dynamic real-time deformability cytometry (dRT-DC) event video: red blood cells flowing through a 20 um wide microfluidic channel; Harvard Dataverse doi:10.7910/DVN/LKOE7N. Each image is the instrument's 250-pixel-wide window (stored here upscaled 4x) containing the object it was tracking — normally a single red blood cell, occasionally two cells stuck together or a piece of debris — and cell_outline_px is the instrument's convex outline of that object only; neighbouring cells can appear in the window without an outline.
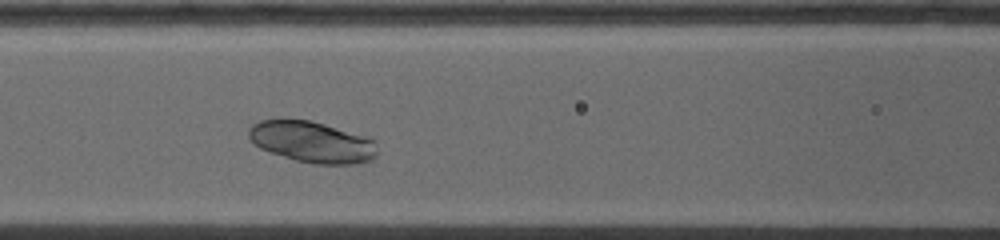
{"species": "common noctule bat (a hibernating species)", "species_latin": "Nyctalus noctula", "temperature_condition": "warm", "stored_images_in_passage": 7, "camera_frame_rate_fps": 5000, "um_per_image_px": 0.085, "animal": {"sex": "female", "body_mass_g": 19.0, "forearm_length_mm": 53.3}, "frame": {"image": 1, "passage_image": 7, "time_ms": 4.6, "image_size_px": [1000, 240], "cell_outline_px": [[376, 152], [372, 160], [352, 164], [312, 164], [292, 160], [260, 148], [248, 136], [248, 128], [252, 124], [260, 120], [312, 120], [372, 140]], "centroid_in_image_um": [26.45, 12.08], "position_along_channel_um": 140.2, "area_um2": 30.29}}